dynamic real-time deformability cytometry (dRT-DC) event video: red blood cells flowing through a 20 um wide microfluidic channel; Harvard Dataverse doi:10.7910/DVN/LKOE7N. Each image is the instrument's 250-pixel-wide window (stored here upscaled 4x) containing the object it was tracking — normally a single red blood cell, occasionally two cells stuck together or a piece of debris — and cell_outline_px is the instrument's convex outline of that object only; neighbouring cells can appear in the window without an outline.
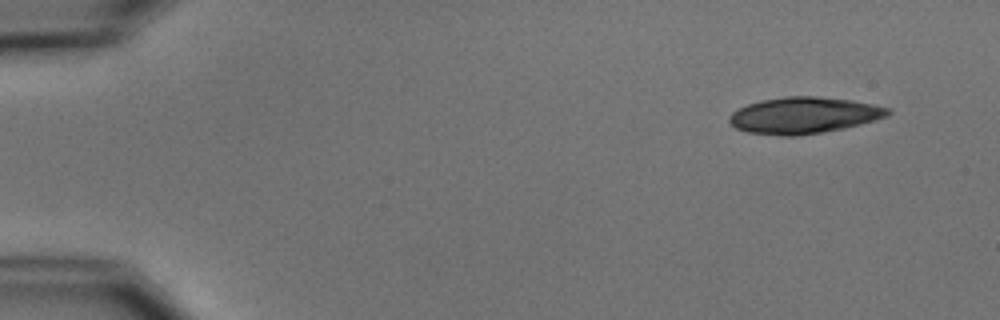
{"species": "common noctule bat (a hibernating species)", "species_latin": "Nyctalus noctula", "temperature_condition": "cold", "stored_images_in_passage": 10, "camera_frame_rate_fps": 3000, "um_per_image_px": 0.085, "animal": {"sex": "male", "body_mass_g": 15.6}, "frame": {"image": 1, "passage_image": 1, "time_ms": 0.0, "image_size_px": [1000, 320], "cell_outline_px": [[892, 112], [888, 116], [876, 120], [844, 128], [796, 136], [784, 136], [748, 132], [736, 128], [728, 120], [728, 116], [732, 112], [748, 104], [764, 100], [784, 96], [816, 96], [852, 100], [892, 108]], "centroid_in_image_um": [68.36, 9.8], "position_along_channel_um": 16.6, "area_um2": 33.58}}
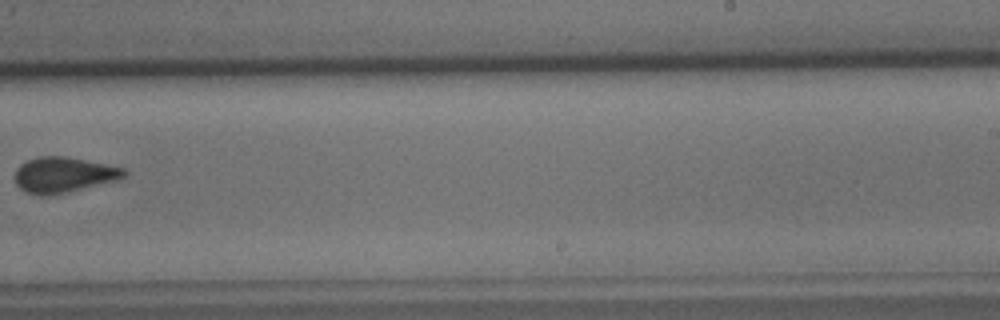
{"frame": {"image": 2, "passage_image": 9, "time_ms": 10.333, "image_size_px": [1000, 320], "cell_outline_px": [[128, 172], [120, 180], [48, 196], [40, 196], [24, 192], [16, 184], [16, 168], [20, 164], [28, 160], [40, 156], [64, 156], [124, 168]], "centroid_in_image_um": [5.4, 14.87], "position_along_channel_um": 283.6, "area_um2": 22.54}}
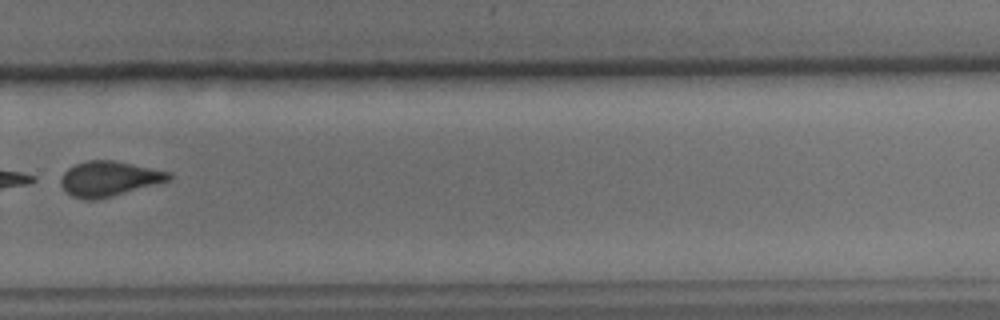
{"frame": {"image": 3, "passage_image": 10, "time_ms": 11.333, "image_size_px": [1000, 320], "cell_outline_px": [[172, 180], [112, 196], [92, 200], [84, 200], [72, 196], [60, 184], [60, 180], [64, 172], [68, 168], [76, 164], [88, 160], [112, 160], [172, 172]], "centroid_in_image_um": [9.29, 15.19], "position_along_channel_um": 320.5, "area_um2": 21.96}}